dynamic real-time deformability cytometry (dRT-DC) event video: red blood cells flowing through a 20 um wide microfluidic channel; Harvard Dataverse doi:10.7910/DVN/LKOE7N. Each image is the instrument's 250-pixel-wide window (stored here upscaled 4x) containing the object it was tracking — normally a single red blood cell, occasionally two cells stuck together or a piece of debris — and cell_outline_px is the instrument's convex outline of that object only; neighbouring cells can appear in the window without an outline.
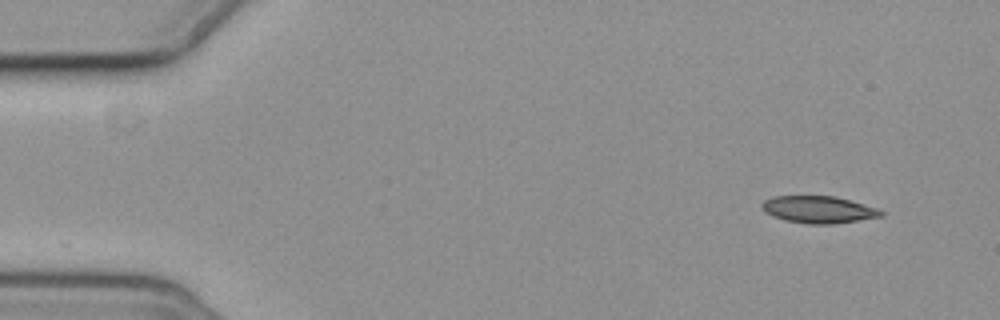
{"species": "common noctule bat (a hibernating species)", "species_latin": "Nyctalus noctula", "temperature_condition": "cold", "stored_images_in_passage": 4, "camera_frame_rate_fps": 3000, "um_per_image_px": 0.085, "animal": {"sex": "female", "body_mass_g": 19.3, "forearm_length_mm": 54.1}, "frame": {"image": 1, "passage_image": 1, "time_ms": 0.0, "image_size_px": [1000, 320], "cell_outline_px": [[884, 216], [832, 224], [808, 224], [784, 220], [772, 216], [764, 212], [760, 208], [760, 204], [764, 200], [772, 196], [832, 196], [848, 200], [876, 208], [884, 212]], "centroid_in_image_um": [69.5, 17.82], "position_along_channel_um": 15.5, "area_um2": 18.79}}
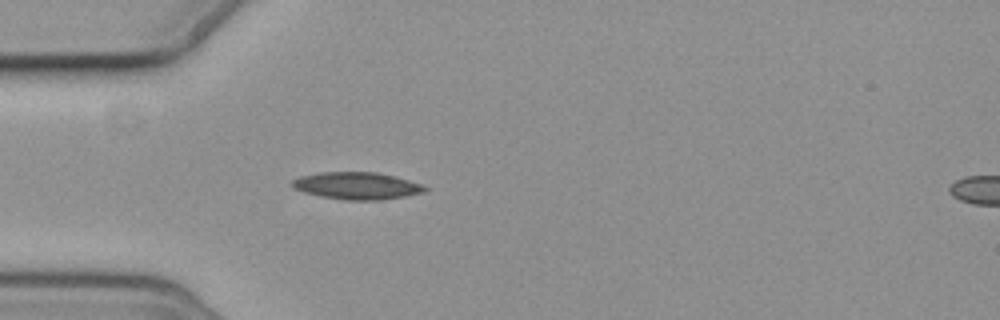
{"frame": {"image": 2, "passage_image": 4, "time_ms": 4.0, "image_size_px": [1000, 320], "cell_outline_px": [[428, 188], [424, 192], [404, 196], [380, 200], [344, 200], [320, 196], [304, 192], [292, 188], [292, 180], [300, 176], [320, 172], [376, 172], [396, 176], [420, 184]], "centroid_in_image_um": [30.31, 15.79], "position_along_channel_um": 54.7, "area_um2": 20.98}}